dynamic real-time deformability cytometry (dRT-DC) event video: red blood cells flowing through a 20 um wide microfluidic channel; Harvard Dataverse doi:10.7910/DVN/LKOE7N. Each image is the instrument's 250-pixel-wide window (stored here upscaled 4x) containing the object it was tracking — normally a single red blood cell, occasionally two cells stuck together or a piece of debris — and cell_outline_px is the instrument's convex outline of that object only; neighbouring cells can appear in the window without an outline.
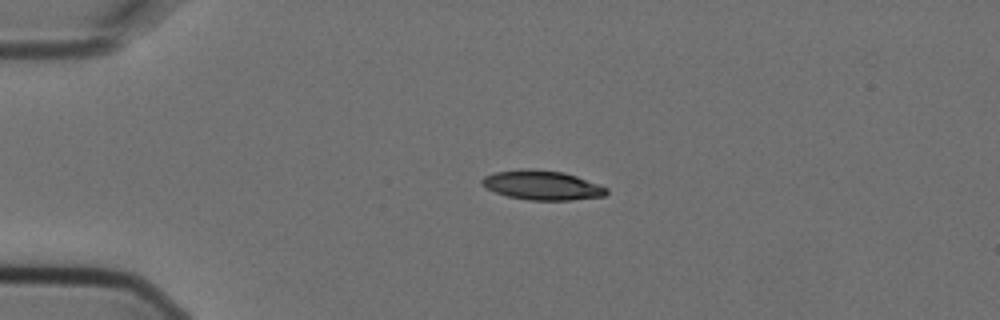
{"species": "Egyptian fruit bat (a non-hibernating species)", "species_latin": "Rousettus aegyptiacus", "temperature_condition": "cold", "stored_images_in_passage": 2, "camera_frame_rate_fps": 3000, "um_per_image_px": 0.085, "animal": {"sex": "female"}, "frame": {"image": 1, "passage_image": 1, "time_ms": 0.0, "image_size_px": [1000, 320], "cell_outline_px": [[608, 192], [604, 196], [572, 200], [528, 200], [508, 196], [496, 192], [480, 184], [480, 180], [484, 176], [496, 172], [520, 168], [532, 168], [564, 172], [576, 176], [608, 188]], "centroid_in_image_um": [46.06, 15.73], "position_along_channel_um": 38.9, "area_um2": 21.39}}